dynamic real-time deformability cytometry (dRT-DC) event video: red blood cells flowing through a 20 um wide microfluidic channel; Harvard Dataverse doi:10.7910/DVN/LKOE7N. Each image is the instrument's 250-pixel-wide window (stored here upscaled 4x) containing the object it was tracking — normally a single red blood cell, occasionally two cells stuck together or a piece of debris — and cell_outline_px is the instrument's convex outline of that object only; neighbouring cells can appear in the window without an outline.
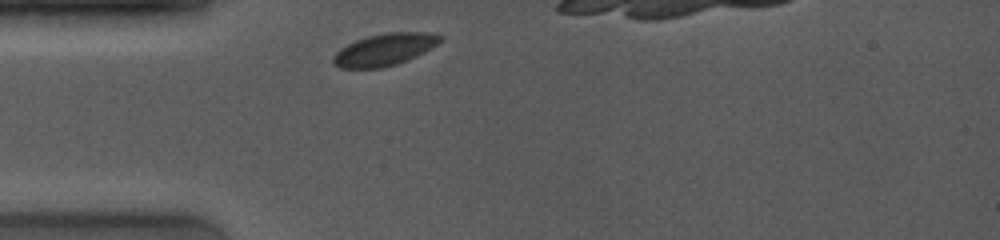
{"species": "common noctule bat (a hibernating species)", "species_latin": "Nyctalus noctula", "temperature_condition": "room temperature", "stored_images_in_passage": 9, "camera_frame_rate_fps": 4000, "um_per_image_px": 0.085, "animal": {"sex": "female", "body_mass_g": 19.0, "forearm_length_mm": 53.3}, "frame": {"image": 1, "passage_image": 1, "time_ms": 0.0, "image_size_px": [1000, 240], "cell_outline_px": [[444, 40], [432, 48], [408, 60], [396, 64], [380, 68], [340, 68], [332, 64], [332, 56], [340, 48], [356, 40], [368, 36], [388, 32], [428, 32], [444, 36]], "centroid_in_image_um": [32.7, 4.21], "position_along_channel_um": 52.3, "area_um2": 20.17}}